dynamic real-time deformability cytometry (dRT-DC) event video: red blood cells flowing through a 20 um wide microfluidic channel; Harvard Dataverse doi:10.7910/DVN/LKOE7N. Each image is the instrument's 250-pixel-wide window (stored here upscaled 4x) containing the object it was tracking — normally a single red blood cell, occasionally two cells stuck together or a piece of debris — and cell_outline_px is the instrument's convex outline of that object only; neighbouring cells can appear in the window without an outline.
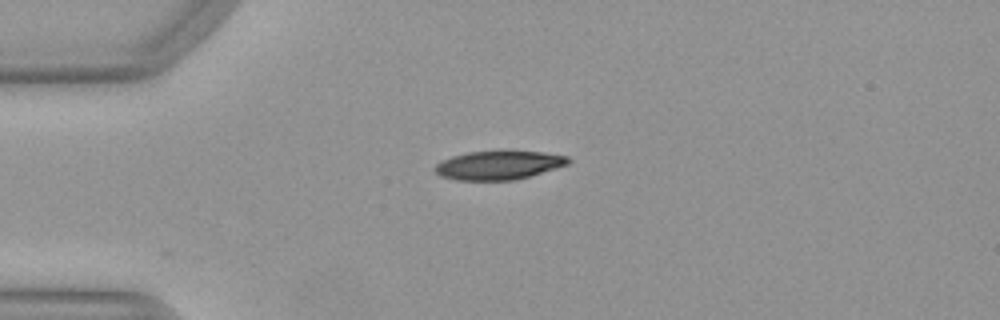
{"species": "Egyptian fruit bat (a non-hibernating species)", "species_latin": "Rousettus aegyptiacus", "temperature_condition": "warm", "stored_images_in_passage": 40, "camera_frame_rate_fps": 3000, "um_per_image_px": 0.085, "animal": {"sex": "female"}, "frame": {"image": 1, "passage_image": 2, "time_ms": 0.333, "image_size_px": [1000, 320], "cell_outline_px": [[572, 160], [568, 164], [516, 180], [456, 180], [440, 176], [436, 172], [436, 164], [452, 156], [468, 152], [544, 152], [568, 156]], "centroid_in_image_um": [42.4, 14.05], "position_along_channel_um": 42.6, "area_um2": 21.91}}
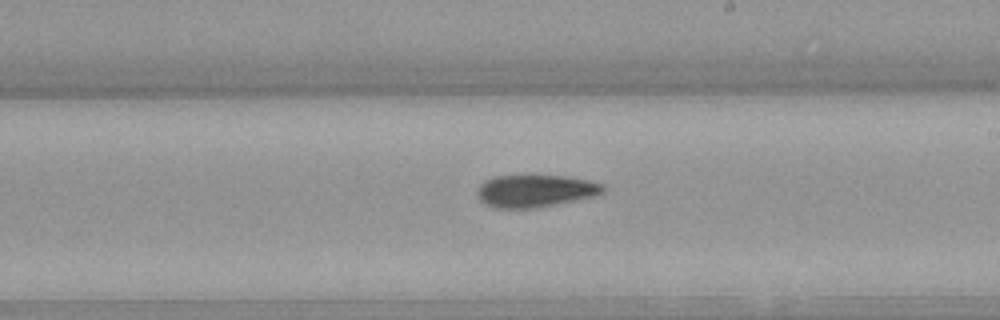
{"frame": {"image": 2, "passage_image": 19, "time_ms": 6.0, "image_size_px": [1000, 320], "cell_outline_px": [[604, 192], [596, 196], [540, 208], [492, 208], [484, 204], [476, 196], [476, 192], [480, 184], [496, 176], [568, 176], [588, 180], [604, 184]], "centroid_in_image_um": [45.51, 16.25], "position_along_channel_um": 243.5, "area_um2": 23.99}}
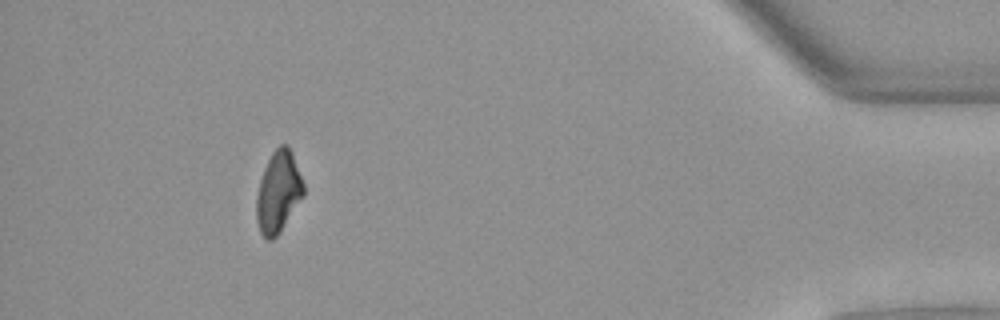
{"frame": {"image": 3, "passage_image": 36, "time_ms": 11.667, "image_size_px": [1000, 320], "cell_outline_px": [[304, 196], [276, 236], [272, 240], [268, 240], [260, 232], [256, 220], [256, 196], [260, 180], [264, 168], [272, 152], [280, 144], [288, 144], [292, 152], [304, 184]], "centroid_in_image_um": [23.65, 16.3], "position_along_channel_um": 411.5, "area_um2": 22.25}, "authors_computed_cell_mechanics": {"area_um2": 23.7558, "velocity_mm_per_s": 4.0138, "shape_relaxation_time_tau1_ms": 5.4336, "shape_relaxation_time_tau2_ms": 10.9126, "deformation_change_tau1": 0.1658, "deformation_change_tau2": 0.2049}}